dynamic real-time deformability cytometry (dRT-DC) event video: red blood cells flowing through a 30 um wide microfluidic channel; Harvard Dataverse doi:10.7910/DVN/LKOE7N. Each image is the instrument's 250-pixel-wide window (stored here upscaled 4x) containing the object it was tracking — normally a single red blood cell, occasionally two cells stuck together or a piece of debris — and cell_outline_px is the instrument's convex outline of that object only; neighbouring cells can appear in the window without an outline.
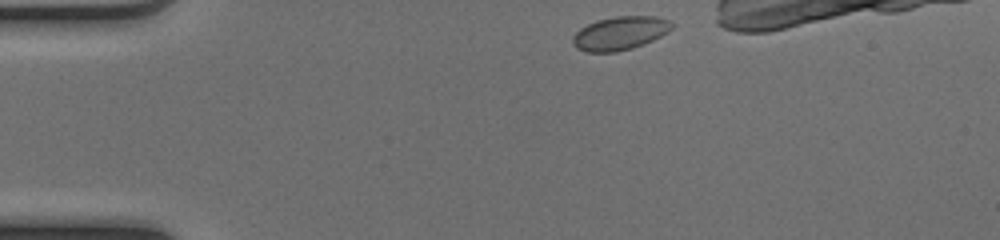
{"species": "common noctule bat (a hibernating species)", "species_latin": "Nyctalus noctula", "temperature_condition": "cold", "stored_images_in_passage": 33, "camera_frame_rate_fps": 3000, "um_per_image_px": 0.085, "animal": {"sex": "female", "body_mass_g": 17.0, "forearm_length_mm": 48.0}, "frame": {"image": 1, "passage_image": 1, "time_ms": 0.0, "image_size_px": [1000, 240], "cell_outline_px": [[672, 28], [668, 32], [644, 44], [632, 48], [612, 52], [588, 52], [576, 48], [572, 44], [572, 36], [580, 28], [596, 20], [616, 16], [656, 16], [668, 20], [672, 24]], "centroid_in_image_um": [52.67, 2.82], "position_along_channel_um": 32.3, "area_um2": 19.31}}
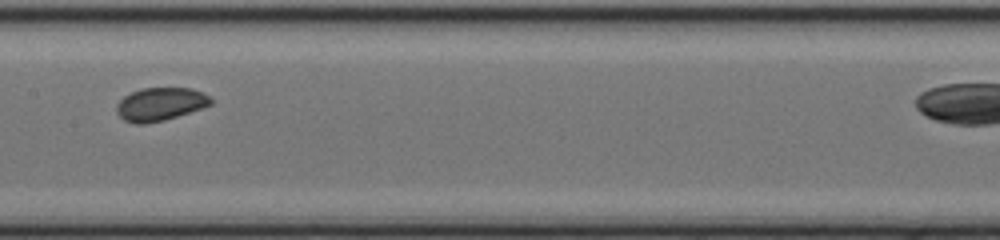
{"frame": {"image": 2, "passage_image": 17, "time_ms": 5.333, "image_size_px": [1000, 240], "cell_outline_px": [[212, 104], [164, 120], [144, 124], [136, 124], [124, 120], [116, 112], [116, 104], [124, 96], [140, 88], [192, 88], [204, 92], [212, 100]], "centroid_in_image_um": [13.6, 8.84], "position_along_channel_um": 193.8, "area_um2": 18.09}}
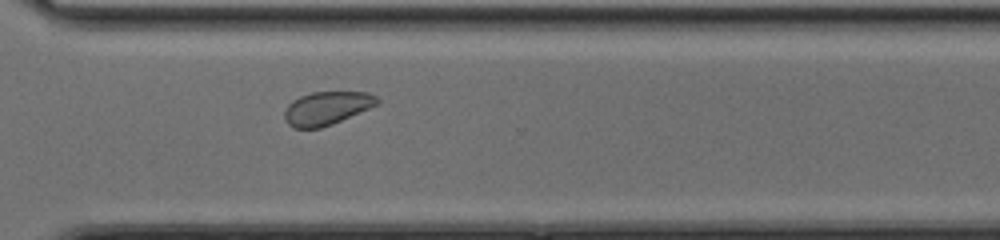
{"frame": {"image": 3, "passage_image": 28, "time_ms": 9.0, "image_size_px": [1000, 240], "cell_outline_px": [[380, 100], [376, 104], [368, 108], [332, 124], [320, 128], [292, 128], [284, 120], [284, 112], [288, 104], [292, 100], [300, 96], [312, 92], [368, 92], [376, 96]], "centroid_in_image_um": [27.72, 9.19], "position_along_channel_um": 342.9, "area_um2": 17.86}}